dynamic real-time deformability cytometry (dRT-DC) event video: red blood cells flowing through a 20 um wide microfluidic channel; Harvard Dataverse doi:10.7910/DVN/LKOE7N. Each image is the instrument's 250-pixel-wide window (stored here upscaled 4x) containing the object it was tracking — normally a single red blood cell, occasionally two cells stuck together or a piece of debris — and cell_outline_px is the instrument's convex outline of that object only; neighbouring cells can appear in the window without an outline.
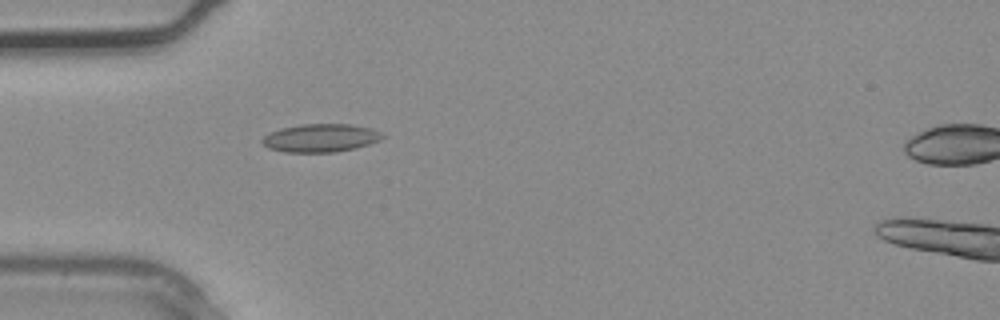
{"species": "common noctule bat (a hibernating species)", "species_latin": "Nyctalus noctula", "temperature_condition": "warm", "stored_images_in_passage": 2, "camera_frame_rate_fps": 3000, "um_per_image_px": 0.085, "animal": {"sex": "male", "body_mass_g": 20.4}, "frame": {"image": 1, "passage_image": 1, "time_ms": 0.0, "image_size_px": [1000, 320], "cell_outline_px": [[384, 136], [380, 140], [356, 148], [336, 152], [284, 152], [268, 148], [260, 140], [264, 136], [280, 128], [300, 124], [348, 124], [368, 128], [380, 132]], "centroid_in_image_um": [27.22, 11.73], "position_along_channel_um": 57.8, "area_um2": 19.59}}